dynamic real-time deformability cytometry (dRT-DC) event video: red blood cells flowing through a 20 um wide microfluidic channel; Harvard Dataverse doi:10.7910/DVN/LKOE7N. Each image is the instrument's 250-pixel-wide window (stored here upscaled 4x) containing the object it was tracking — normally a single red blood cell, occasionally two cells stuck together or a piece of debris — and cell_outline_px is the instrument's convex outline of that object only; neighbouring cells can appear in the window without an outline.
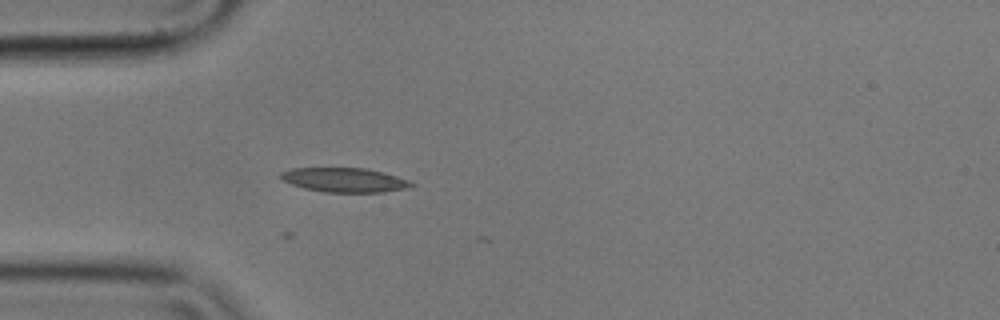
{"species": "common noctule bat (a hibernating species)", "species_latin": "Nyctalus noctula", "temperature_condition": "cold", "stored_images_in_passage": 15, "camera_frame_rate_fps": 3000, "um_per_image_px": 0.085, "animal": {"sex": "male", "body_mass_g": 17.9}, "frame": {"image": 1, "passage_image": 1, "time_ms": 0.0, "image_size_px": [1000, 320], "cell_outline_px": [[416, 184], [404, 188], [384, 192], [324, 192], [304, 188], [280, 180], [280, 172], [292, 168], [364, 168], [396, 176], [408, 180]], "centroid_in_image_um": [29.22, 15.3], "position_along_channel_um": 55.8, "area_um2": 18.32}}
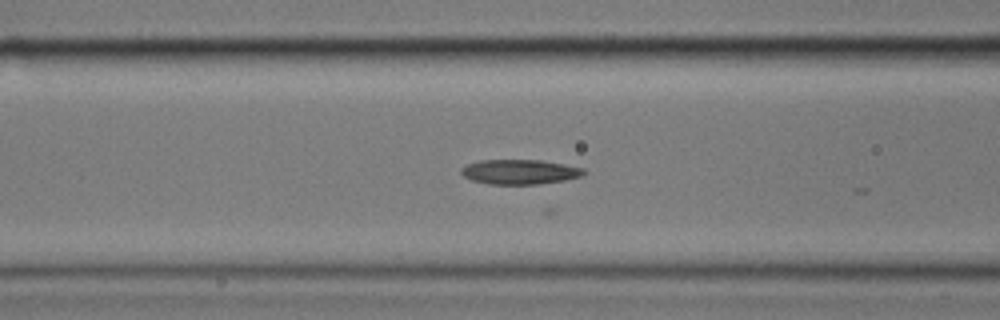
{"frame": {"image": 2, "passage_image": 7, "time_ms": 2.0, "image_size_px": [1000, 320], "cell_outline_px": [[588, 172], [584, 176], [564, 180], [540, 184], [488, 184], [472, 180], [464, 176], [460, 172], [460, 168], [468, 164], [480, 160], [544, 160], [584, 168]], "centroid_in_image_um": [44.22, 14.6], "position_along_channel_um": 122.4, "area_um2": 17.86}}
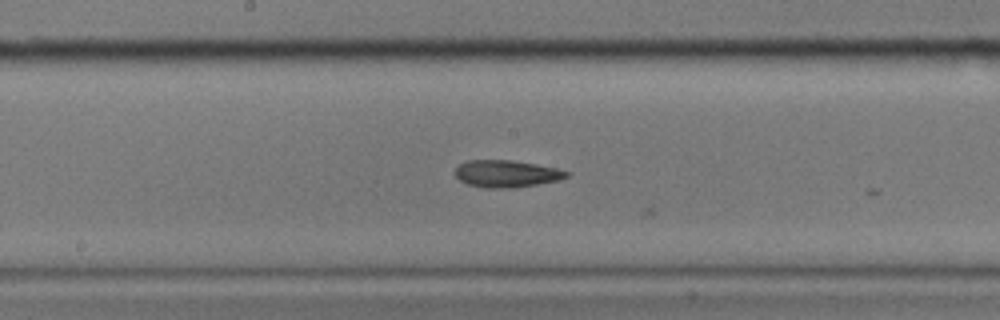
{"frame": {"image": 3, "passage_image": 14, "time_ms": 4.333, "image_size_px": [1000, 320], "cell_outline_px": [[572, 172], [568, 176], [560, 180], [516, 188], [484, 188], [468, 184], [460, 180], [456, 176], [456, 168], [460, 164], [468, 160], [508, 160], [536, 164], [556, 168]], "centroid_in_image_um": [43.09, 14.77], "position_along_channel_um": 205.1, "area_um2": 17.63}}